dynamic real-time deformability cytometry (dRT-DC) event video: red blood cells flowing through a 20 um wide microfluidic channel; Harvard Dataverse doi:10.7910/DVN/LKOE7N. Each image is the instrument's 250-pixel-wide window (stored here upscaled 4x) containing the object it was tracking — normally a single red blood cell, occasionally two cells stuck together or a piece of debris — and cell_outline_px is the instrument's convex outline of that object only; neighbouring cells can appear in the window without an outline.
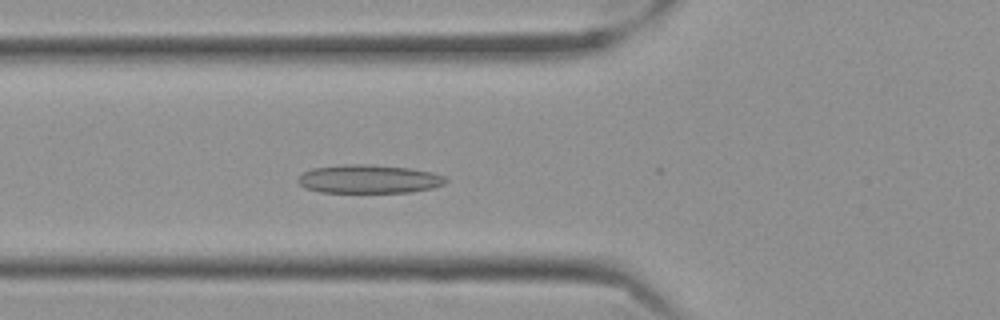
{"species": "Egyptian fruit bat (a non-hibernating species)", "species_latin": "Rousettus aegyptiacus", "temperature_condition": "cold", "stored_images_in_passage": 43, "camera_frame_rate_fps": 3000, "um_per_image_px": 0.085, "frame": {"image": 1, "passage_image": 19, "time_ms": 6.0, "image_size_px": [1000, 320], "cell_outline_px": [[448, 180], [444, 184], [432, 188], [412, 192], [320, 192], [304, 188], [296, 180], [304, 172], [312, 168], [344, 164], [372, 164], [408, 168], [432, 172], [444, 176]], "centroid_in_image_um": [31.35, 15.21], "position_along_channel_um": 94.5, "area_um2": 24.62}}
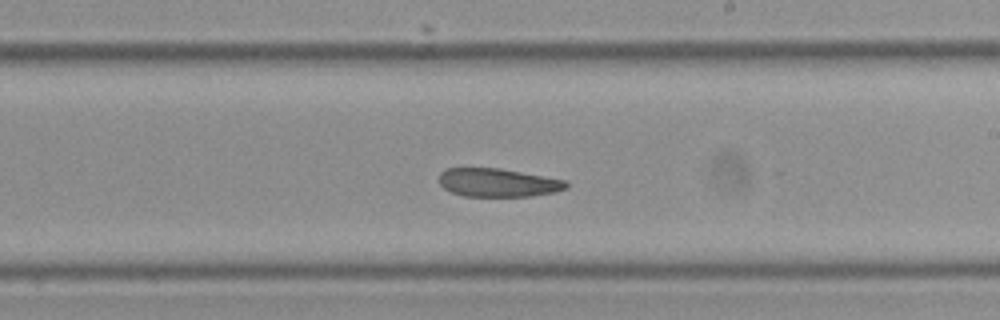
{"frame": {"image": 2, "passage_image": 32, "time_ms": 10.333, "image_size_px": [1000, 320], "cell_outline_px": [[568, 188], [556, 192], [532, 196], [464, 196], [452, 192], [444, 188], [440, 184], [440, 172], [448, 168], [500, 168], [568, 180]], "centroid_in_image_um": [42.38, 15.52], "position_along_channel_um": 246.6, "area_um2": 21.15}}
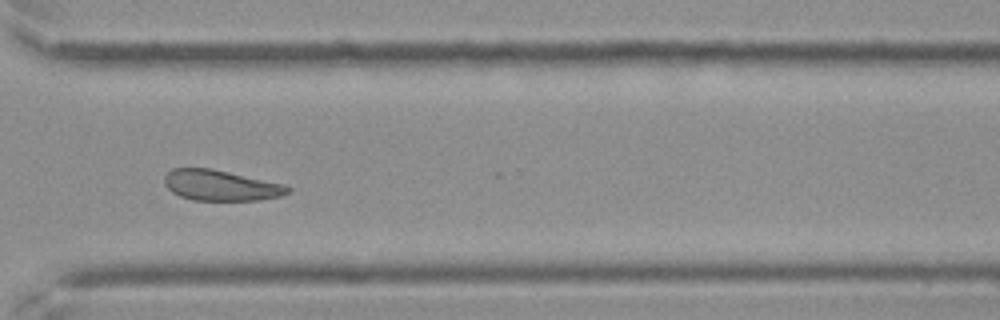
{"frame": {"image": 3, "passage_image": 41, "time_ms": 13.333, "image_size_px": [1000, 320], "cell_outline_px": [[292, 188], [288, 192], [280, 196], [256, 200], [192, 200], [180, 196], [172, 192], [164, 184], [164, 176], [172, 168], [212, 168], [284, 184]], "centroid_in_image_um": [18.74, 15.75], "position_along_channel_um": 351.9, "area_um2": 21.96}, "authors_computed_cell_mechanics": {"area_um2": 23.5246, "velocity_mm_per_s": 3.5016, "shape_relaxation_time_tau1_ms": null, "shape_relaxation_time_tau2_ms": 9.9362, "deformation_change_tau1": null, "deformation_change_tau2": 0.127}}